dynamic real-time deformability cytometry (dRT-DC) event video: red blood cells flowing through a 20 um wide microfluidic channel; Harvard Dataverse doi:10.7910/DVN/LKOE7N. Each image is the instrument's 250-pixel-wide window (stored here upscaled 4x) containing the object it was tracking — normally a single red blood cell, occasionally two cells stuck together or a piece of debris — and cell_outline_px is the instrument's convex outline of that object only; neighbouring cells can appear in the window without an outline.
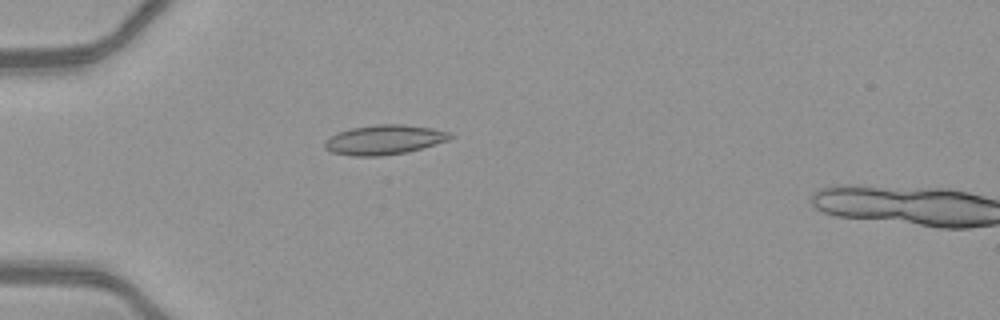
{"species": "common noctule bat (a hibernating species)", "species_latin": "Nyctalus noctula", "temperature_condition": "warm", "stored_images_in_passage": 51, "camera_frame_rate_fps": 3000, "um_per_image_px": 0.085, "animal": {"sex": "female", "body_mass_g": 21.9}, "frame": {"image": 1, "passage_image": 16, "time_ms": 5.0, "image_size_px": [1000, 320], "cell_outline_px": [[452, 136], [448, 140], [408, 152], [384, 156], [352, 156], [332, 152], [324, 148], [324, 140], [340, 132], [352, 128], [376, 124], [404, 124], [432, 128], [448, 132]], "centroid_in_image_um": [32.64, 11.88], "position_along_channel_um": 52.4, "area_um2": 21.56}}
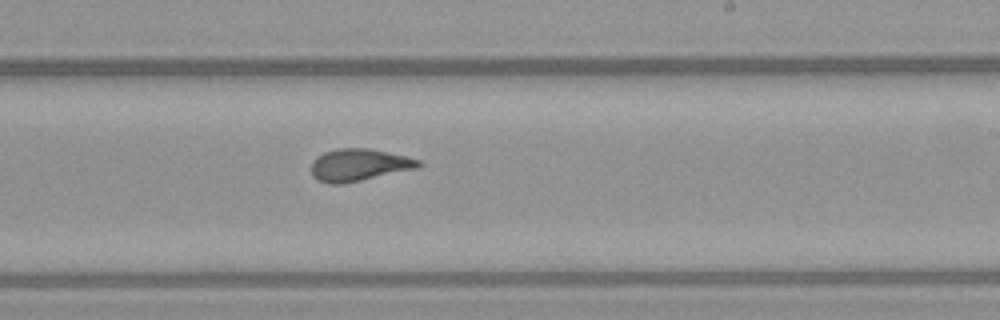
{"frame": {"image": 2, "passage_image": 32, "time_ms": 10.333, "image_size_px": [1000, 320], "cell_outline_px": [[424, 164], [420, 168], [344, 184], [328, 184], [312, 176], [312, 160], [324, 152], [340, 148], [368, 148], [404, 156], [420, 160]], "centroid_in_image_um": [30.54, 14.03], "position_along_channel_um": 258.5, "area_um2": 20.23}}
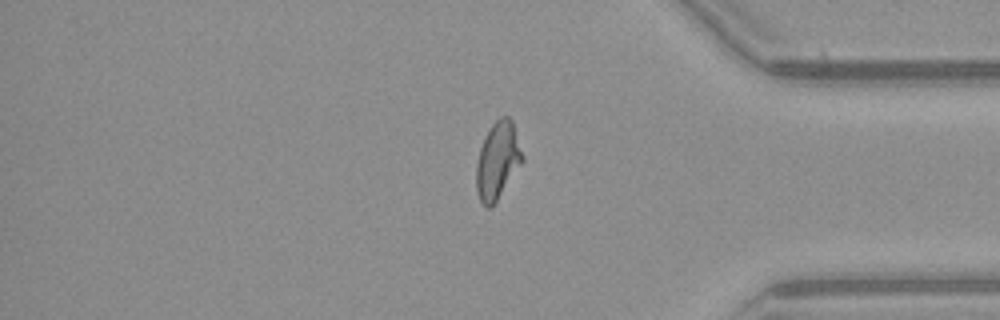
{"frame": {"image": 3, "passage_image": 43, "time_ms": 14.0, "image_size_px": [1000, 320], "cell_outline_px": [[524, 160], [492, 208], [484, 208], [480, 200], [476, 188], [476, 164], [480, 148], [484, 136], [492, 124], [500, 116], [508, 116], [512, 120], [524, 156]], "centroid_in_image_um": [42.3, 13.66], "position_along_channel_um": 392.9, "area_um2": 20.92}, "authors_computed_cell_mechanics": {"area_um2": 20.23, "velocity_mm_per_s": 4.1538, "shape_relaxation_time_tau1_ms": null, "shape_relaxation_time_tau2_ms": 1.1176, "deformation_change_tau1": null, "deformation_change_tau2": 0.0688}}